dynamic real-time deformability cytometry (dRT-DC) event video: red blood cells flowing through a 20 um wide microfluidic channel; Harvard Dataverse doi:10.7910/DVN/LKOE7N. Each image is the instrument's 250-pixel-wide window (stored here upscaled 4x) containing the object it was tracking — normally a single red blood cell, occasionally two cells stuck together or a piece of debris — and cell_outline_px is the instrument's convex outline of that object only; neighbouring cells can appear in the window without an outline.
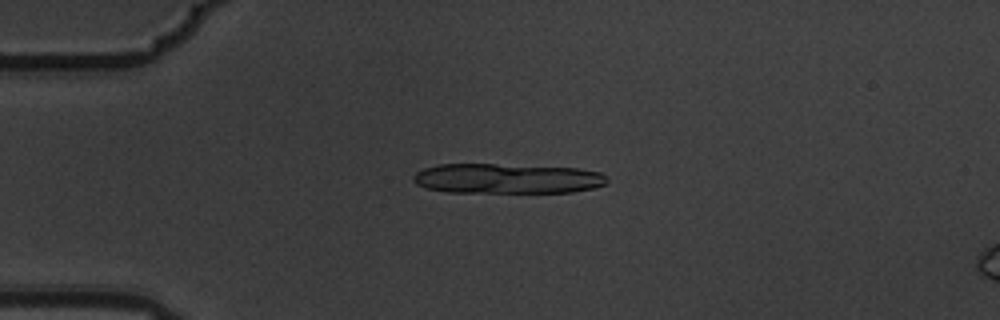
{"species": "common noctule bat (a hibernating species)", "species_latin": "Nyctalus noctula", "temperature_condition": "warm", "stored_images_in_passage": 5, "camera_frame_rate_fps": 3000, "um_per_image_px": 0.085, "animal": {"sex": "male", "body_mass_g": 19.5, "forearm_length_mm": 54.6}, "frame": {"image": 1, "passage_image": 4, "time_ms": 1.0, "image_size_px": [1000, 320], "cell_outline_px": [[608, 180], [604, 184], [592, 188], [572, 192], [448, 192], [424, 188], [416, 184], [412, 180], [412, 176], [416, 172], [424, 168], [440, 164], [496, 164], [576, 168], [600, 172]], "centroid_in_image_um": [43.04, 15.18], "position_along_channel_um": 42.0, "area_um2": 33.81}}